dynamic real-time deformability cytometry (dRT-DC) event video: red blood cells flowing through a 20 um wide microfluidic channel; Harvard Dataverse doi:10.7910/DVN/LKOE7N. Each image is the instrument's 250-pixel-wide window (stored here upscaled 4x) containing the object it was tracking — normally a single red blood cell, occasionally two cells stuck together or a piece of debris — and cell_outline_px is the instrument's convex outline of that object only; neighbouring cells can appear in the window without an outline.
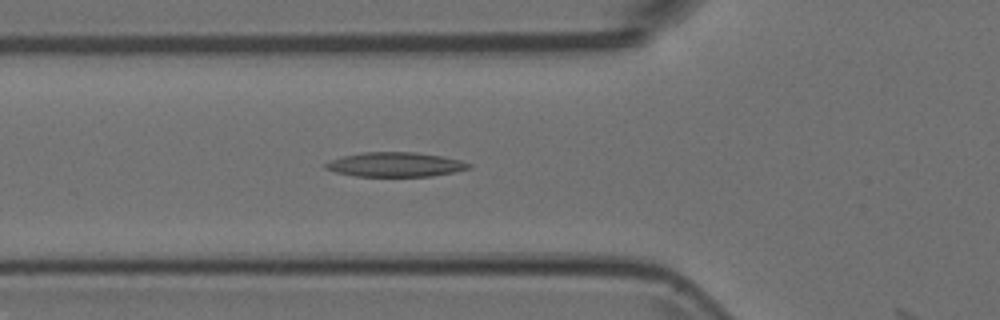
{"species": "Egyptian fruit bat (a non-hibernating species)", "species_latin": "Rousettus aegyptiacus", "temperature_condition": "room temperature", "stored_images_in_passage": 18, "camera_frame_rate_fps": 3000, "um_per_image_px": 0.085, "animal": {"sex": "female"}, "frame": {"image": 1, "passage_image": 17, "time_ms": 5.333, "image_size_px": [1000, 320], "cell_outline_px": [[472, 168], [456, 172], [432, 176], [356, 176], [336, 172], [324, 168], [324, 164], [332, 160], [344, 156], [364, 152], [416, 152], [440, 156], [460, 160], [472, 164]], "centroid_in_image_um": [33.65, 13.99], "position_along_channel_um": 92.2, "area_um2": 20.35}}